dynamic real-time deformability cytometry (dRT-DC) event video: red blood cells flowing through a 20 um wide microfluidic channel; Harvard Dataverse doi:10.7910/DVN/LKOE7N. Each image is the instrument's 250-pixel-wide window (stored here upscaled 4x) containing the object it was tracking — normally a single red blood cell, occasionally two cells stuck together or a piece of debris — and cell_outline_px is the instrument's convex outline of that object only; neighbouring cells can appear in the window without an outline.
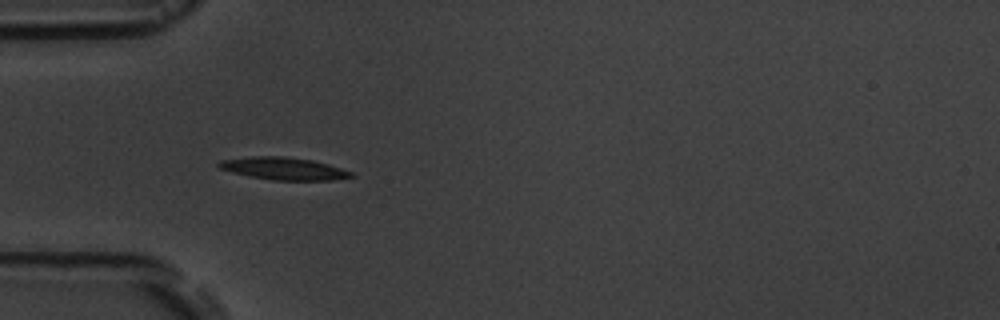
{"species": "common noctule bat (a hibernating species)", "species_latin": "Nyctalus noctula", "temperature_condition": "room temperature", "stored_images_in_passage": 6, "camera_frame_rate_fps": 3000, "um_per_image_px": 0.085, "animal": {"sex": "male", "body_mass_g": 19.5, "forearm_length_mm": 54.6}, "frame": {"image": 1, "passage_image": 5, "time_ms": 4.667, "image_size_px": [1000, 320], "cell_outline_px": [[356, 176], [332, 180], [272, 180], [248, 176], [232, 172], [220, 168], [216, 164], [220, 160], [252, 156], [284, 156], [312, 160], [328, 164], [352, 172]], "centroid_in_image_um": [24.1, 14.32], "position_along_channel_um": 60.9, "area_um2": 17.28}}
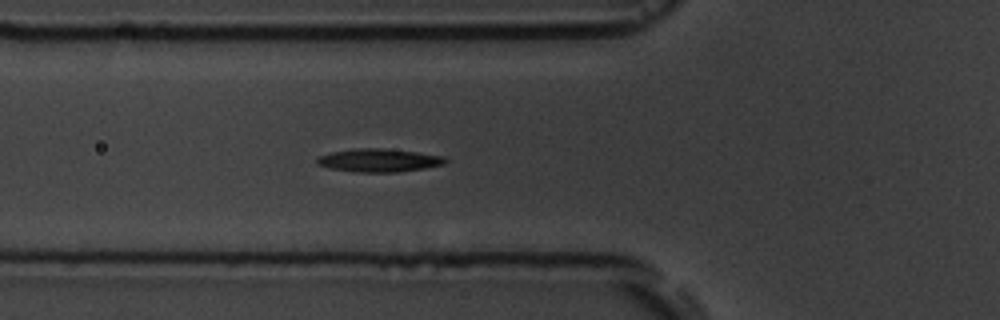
{"frame": {"image": 2, "passage_image": 6, "time_ms": 5.667, "image_size_px": [1000, 320], "cell_outline_px": [[448, 160], [444, 164], [424, 168], [400, 172], [360, 172], [332, 168], [316, 164], [316, 156], [332, 152], [356, 148], [384, 148], [416, 152], [444, 156]], "centroid_in_image_um": [32.21, 13.62], "position_along_channel_um": 93.6, "area_um2": 17.28}}